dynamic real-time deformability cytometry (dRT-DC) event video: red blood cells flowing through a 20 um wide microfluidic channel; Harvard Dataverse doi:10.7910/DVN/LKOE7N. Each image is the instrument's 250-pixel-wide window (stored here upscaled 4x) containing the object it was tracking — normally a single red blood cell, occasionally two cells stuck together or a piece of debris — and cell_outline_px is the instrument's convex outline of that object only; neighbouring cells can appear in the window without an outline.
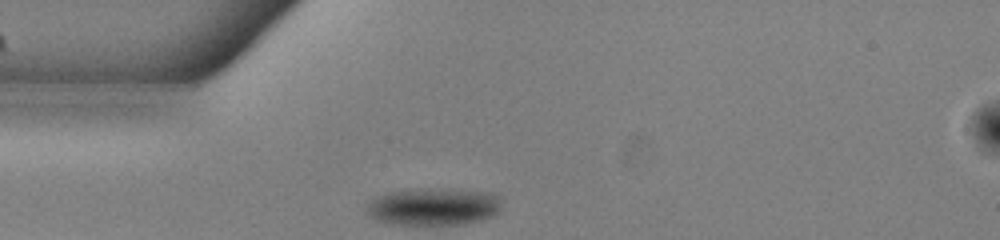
{"species": "common noctule bat (a hibernating species)", "species_latin": "Nyctalus noctula", "temperature_condition": "warm", "stored_images_in_passage": 33, "camera_frame_rate_fps": 3000, "um_per_image_px": 0.085, "animal": {"sex": "male", "body_mass_g": 13.0, "forearm_length_mm": 53.1}, "frame": {"image": 1, "passage_image": 1, "time_ms": 0.0, "image_size_px": [1000, 240], "cell_outline_px": [[500, 212], [492, 216], [480, 220], [464, 224], [392, 224], [376, 220], [368, 212], [368, 204], [376, 196], [384, 192], [424, 188], [440, 188], [488, 192], [500, 196]], "centroid_in_image_um": [36.87, 17.55], "position_along_channel_um": 48.1, "area_um2": 29.48}}
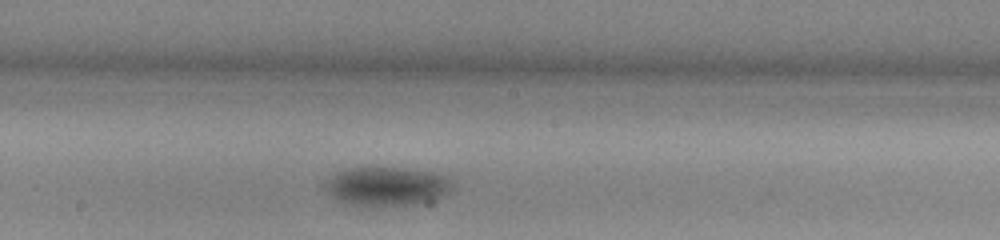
{"frame": {"image": 2, "passage_image": 15, "time_ms": 4.667, "image_size_px": [1000, 240], "cell_outline_px": [[456, 188], [452, 192], [444, 196], [420, 204], [348, 204], [336, 200], [328, 192], [324, 184], [324, 180], [336, 172], [344, 168], [360, 164], [364, 164], [404, 168], [432, 172], [448, 176], [452, 180]], "centroid_in_image_um": [32.89, 15.76], "position_along_channel_um": 215.3, "area_um2": 29.82}}
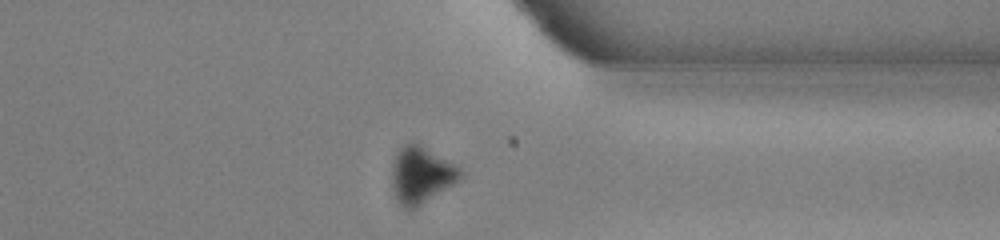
{"frame": {"image": 3, "passage_image": 28, "time_ms": 9.0, "image_size_px": [1000, 240], "cell_outline_px": [[464, 176], [416, 208], [404, 208], [400, 204], [392, 188], [392, 164], [396, 152], [404, 144], [412, 140], [420, 144], [460, 168], [464, 172]], "centroid_in_image_um": [35.77, 14.84], "position_along_channel_um": 375.6, "area_um2": 22.37}, "authors_computed_cell_mechanics": {"area_um2": 29.478, "velocity_mm_per_s": 3.8481, "shape_relaxation_time_tau1_ms": 1.8527, "shape_relaxation_time_tau2_ms": null, "deformation_change_tau1": 0.0794, "deformation_change_tau2": null}}